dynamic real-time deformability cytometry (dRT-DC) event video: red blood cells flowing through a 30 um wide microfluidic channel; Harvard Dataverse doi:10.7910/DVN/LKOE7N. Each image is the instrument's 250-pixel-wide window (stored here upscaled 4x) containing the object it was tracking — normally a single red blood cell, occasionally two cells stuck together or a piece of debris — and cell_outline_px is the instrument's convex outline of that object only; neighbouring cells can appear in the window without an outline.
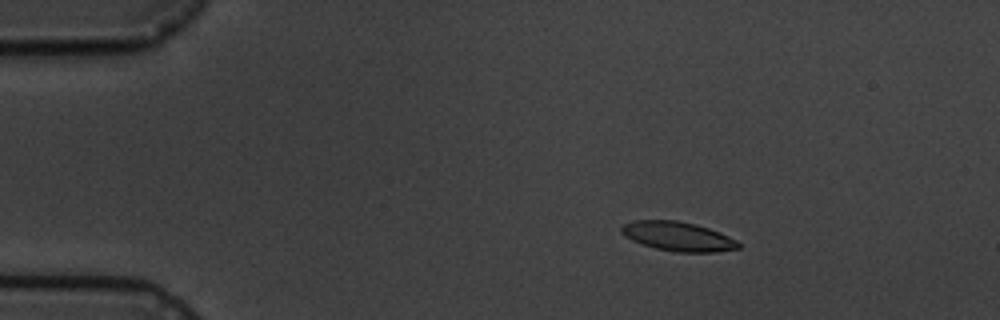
{"species": "common noctule bat (a hibernating species)", "species_latin": "Nyctalus noctula", "temperature_condition": "cold", "stored_images_in_passage": 5, "camera_frame_rate_fps": 3000, "um_per_image_px": 0.085, "animal": {"sex": "male", "body_mass_g": 19.5, "forearm_length_mm": 54.6}, "frame": {"image": 1, "passage_image": 3, "time_ms": 2.0, "image_size_px": [1000, 320], "cell_outline_px": [[740, 248], [716, 252], [676, 252], [656, 248], [632, 240], [624, 236], [620, 232], [620, 228], [624, 224], [632, 220], [676, 220], [696, 224], [720, 232], [736, 240], [740, 244]], "centroid_in_image_um": [57.62, 20.08], "position_along_channel_um": 27.4, "area_um2": 19.94}}